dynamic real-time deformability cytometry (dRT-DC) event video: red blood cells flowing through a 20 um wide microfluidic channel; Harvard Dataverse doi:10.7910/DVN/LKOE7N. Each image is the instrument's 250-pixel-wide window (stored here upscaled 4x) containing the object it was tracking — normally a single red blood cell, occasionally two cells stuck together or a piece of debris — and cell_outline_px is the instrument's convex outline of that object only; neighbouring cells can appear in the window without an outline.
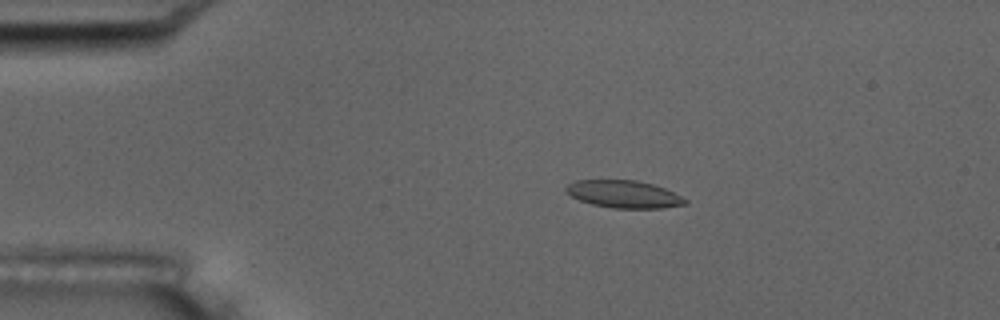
{"species": "common noctule bat (a hibernating species)", "species_latin": "Nyctalus noctula", "temperature_condition": "room temperature", "stored_images_in_passage": 5, "camera_frame_rate_fps": 3000, "um_per_image_px": 0.085, "animal": {"sex": "male", "body_mass_g": 17.5, "forearm_length_mm": 52.3}, "frame": {"image": 1, "passage_image": 4, "time_ms": 3.333, "image_size_px": [1000, 320], "cell_outline_px": [[688, 204], [664, 208], [612, 208], [592, 204], [580, 200], [564, 192], [564, 188], [568, 184], [576, 180], [636, 180], [652, 184], [664, 188], [688, 200]], "centroid_in_image_um": [53.01, 16.51], "position_along_channel_um": 32.0, "area_um2": 19.07}}